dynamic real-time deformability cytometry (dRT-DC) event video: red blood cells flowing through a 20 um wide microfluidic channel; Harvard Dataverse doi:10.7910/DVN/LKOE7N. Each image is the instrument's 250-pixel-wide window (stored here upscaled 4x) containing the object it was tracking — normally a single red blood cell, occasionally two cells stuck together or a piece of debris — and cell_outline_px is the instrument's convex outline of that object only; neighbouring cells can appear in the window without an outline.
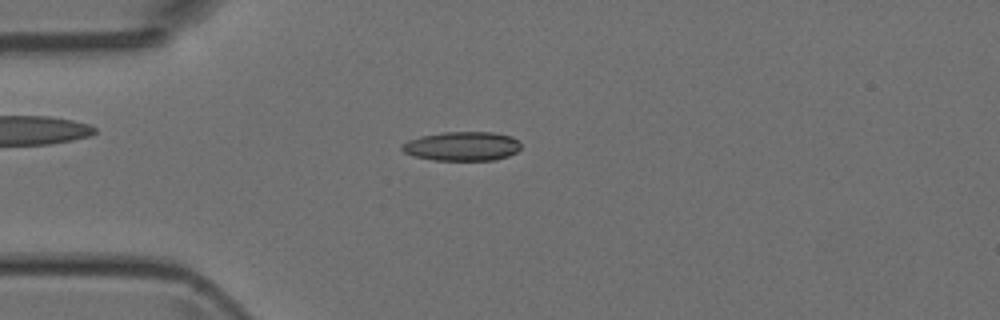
{"species": "Egyptian fruit bat (a non-hibernating species)", "species_latin": "Rousettus aegyptiacus", "temperature_condition": "room temperature", "stored_images_in_passage": 5, "camera_frame_rate_fps": 3000, "um_per_image_px": 0.085, "animal": {"sex": "female"}, "frame": {"image": 1, "passage_image": 4, "time_ms": 3.333, "image_size_px": [1000, 320], "cell_outline_px": [[520, 148], [516, 152], [508, 156], [492, 160], [432, 160], [412, 156], [404, 152], [400, 148], [400, 144], [408, 140], [420, 136], [444, 132], [492, 132], [512, 136], [520, 140]], "centroid_in_image_um": [39.26, 12.42], "position_along_channel_um": 45.7, "area_um2": 20.4}}